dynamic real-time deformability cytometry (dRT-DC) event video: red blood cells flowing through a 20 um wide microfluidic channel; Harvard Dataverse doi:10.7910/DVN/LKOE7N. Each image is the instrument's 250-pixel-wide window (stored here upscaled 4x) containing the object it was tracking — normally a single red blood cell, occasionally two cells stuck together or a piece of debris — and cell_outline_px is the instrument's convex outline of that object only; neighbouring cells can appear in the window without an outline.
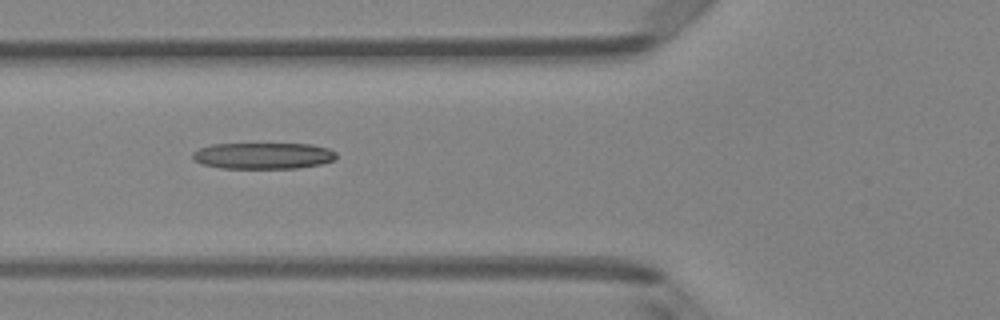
{"species": "Egyptian fruit bat (a non-hibernating species)", "species_latin": "Rousettus aegyptiacus", "temperature_condition": "room temperature", "stored_images_in_passage": 7, "camera_frame_rate_fps": 3000, "um_per_image_px": 0.085, "animal": {"sex": "female"}, "frame": {"image": 1, "passage_image": 6, "time_ms": 1.667, "image_size_px": [1000, 320], "cell_outline_px": [[336, 160], [320, 164], [296, 168], [220, 168], [200, 164], [192, 160], [192, 152], [200, 148], [212, 144], [312, 144], [328, 148], [336, 152]], "centroid_in_image_um": [22.35, 13.24], "position_along_channel_um": 103.5, "area_um2": 22.2}}
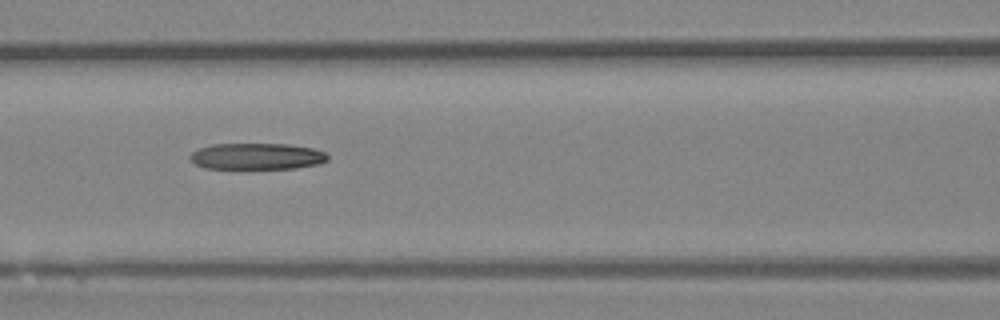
{"frame": {"image": 2, "passage_image": 7, "time_ms": 2.0, "image_size_px": [1000, 320], "cell_outline_px": [[328, 160], [320, 164], [296, 168], [204, 168], [196, 164], [188, 156], [192, 152], [200, 148], [212, 144], [288, 144], [312, 148], [324, 152], [328, 156]], "centroid_in_image_um": [21.85, 13.28], "position_along_channel_um": 144.8, "area_um2": 21.04}}